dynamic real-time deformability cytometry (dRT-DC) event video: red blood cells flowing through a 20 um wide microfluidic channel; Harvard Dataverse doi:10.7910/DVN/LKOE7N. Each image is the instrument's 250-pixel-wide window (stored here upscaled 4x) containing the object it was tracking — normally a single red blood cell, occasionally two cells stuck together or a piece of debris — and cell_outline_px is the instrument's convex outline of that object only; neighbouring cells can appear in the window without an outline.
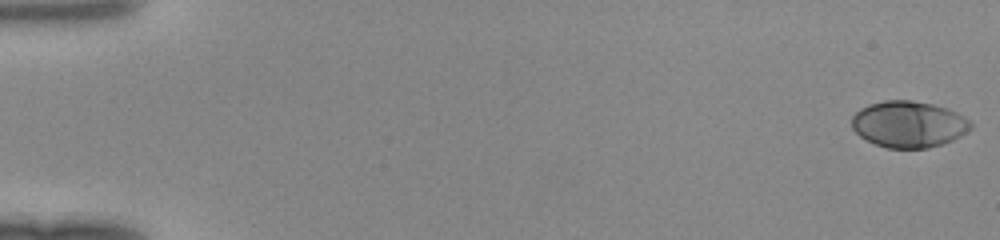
{"species": "human", "species_latin": "Homo sapiens", "temperature_condition": "room temperature", "stored_images_in_passage": 48, "camera_frame_rate_fps": 3000, "um_per_image_px": 0.085, "donor": {"sex": "female"}, "frame": {"image": 1, "passage_image": 1, "time_ms": 0.0, "image_size_px": [1000, 240], "cell_outline_px": [[972, 128], [960, 136], [952, 140], [928, 148], [888, 148], [876, 144], [860, 136], [852, 128], [852, 116], [860, 108], [868, 104], [884, 100], [912, 100], [932, 104], [948, 108], [972, 120]], "centroid_in_image_um": [77.25, 10.54], "position_along_channel_um": 7.8, "area_um2": 32.25}}
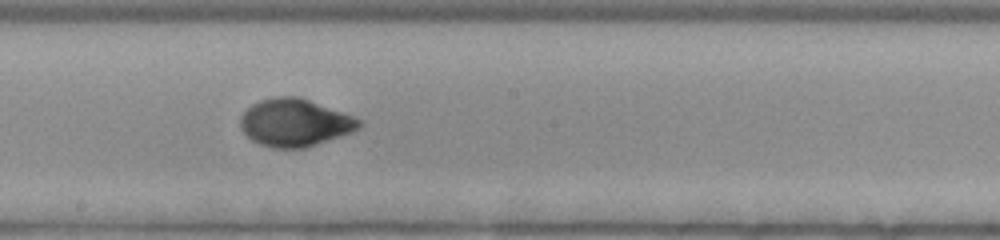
{"frame": {"image": 2, "passage_image": 28, "time_ms": 9.0, "image_size_px": [1000, 240], "cell_outline_px": [[364, 124], [360, 128], [352, 132], [304, 148], [272, 148], [260, 144], [252, 140], [240, 128], [240, 116], [252, 104], [260, 100], [276, 96], [300, 96], [364, 120]], "centroid_in_image_um": [25.08, 10.41], "position_along_channel_um": 223.1, "area_um2": 33.06}}
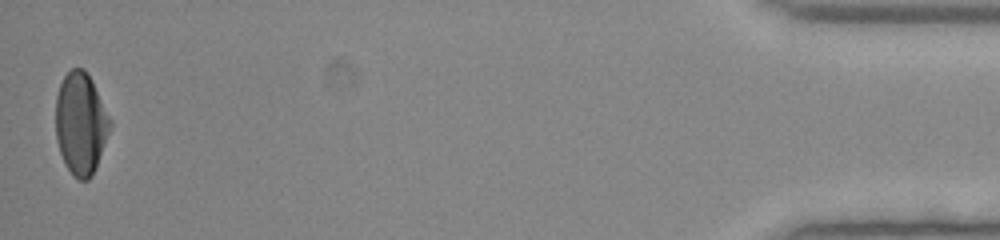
{"frame": {"image": 3, "passage_image": 48, "time_ms": 15.667, "image_size_px": [1000, 240], "cell_outline_px": [[112, 124], [96, 168], [92, 176], [88, 180], [80, 180], [72, 176], [64, 164], [56, 140], [56, 96], [60, 84], [64, 76], [72, 68], [84, 68], [92, 80], [112, 120]], "centroid_in_image_um": [6.87, 10.51], "position_along_channel_um": 428.3, "area_um2": 32.6}}